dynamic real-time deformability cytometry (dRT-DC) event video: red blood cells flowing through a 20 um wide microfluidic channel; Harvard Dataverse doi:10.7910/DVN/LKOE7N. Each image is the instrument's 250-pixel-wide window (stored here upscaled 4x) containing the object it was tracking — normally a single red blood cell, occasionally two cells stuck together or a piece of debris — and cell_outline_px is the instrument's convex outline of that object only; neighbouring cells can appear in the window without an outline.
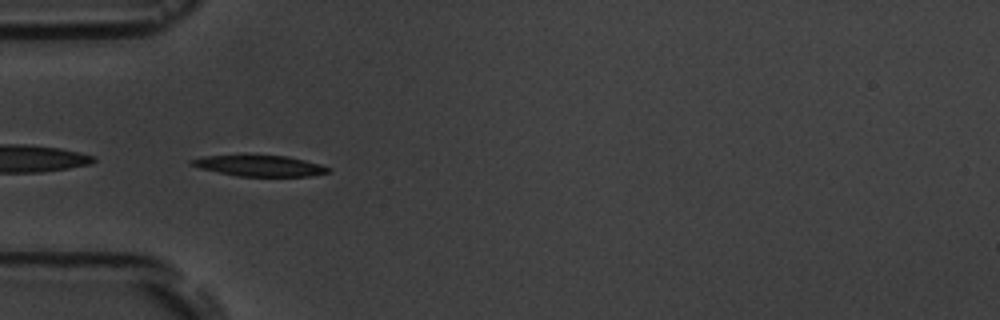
{"species": "common noctule bat (a hibernating species)", "species_latin": "Nyctalus noctula", "temperature_condition": "room temperature", "stored_images_in_passage": 6, "camera_frame_rate_fps": 3000, "um_per_image_px": 0.085, "animal": {"sex": "male", "body_mass_g": 19.5, "forearm_length_mm": 54.6}, "frame": {"image": 1, "passage_image": 5, "time_ms": 4.667, "image_size_px": [1000, 320], "cell_outline_px": [[332, 168], [328, 172], [312, 176], [236, 176], [200, 168], [188, 164], [188, 160], [204, 156], [288, 156], [320, 164]], "centroid_in_image_um": [22.06, 14.1], "position_along_channel_um": 62.9, "area_um2": 16.47}}